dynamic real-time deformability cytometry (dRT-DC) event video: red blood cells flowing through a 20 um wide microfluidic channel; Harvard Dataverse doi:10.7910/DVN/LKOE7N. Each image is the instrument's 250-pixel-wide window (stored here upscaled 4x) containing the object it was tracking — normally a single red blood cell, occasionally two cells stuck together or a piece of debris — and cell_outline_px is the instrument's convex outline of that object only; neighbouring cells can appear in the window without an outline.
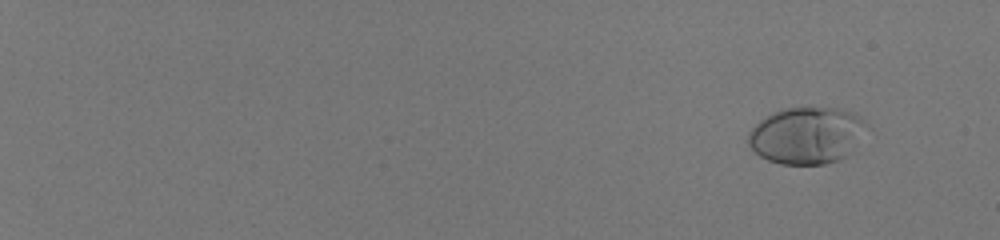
{"species": "human", "species_latin": "Homo sapiens", "temperature_condition": "room temperature", "stored_images_in_passage": 55, "camera_frame_rate_fps": 3000, "um_per_image_px": 0.085, "donor": {"sex": "male"}, "frame": {"image": 1, "passage_image": 2, "time_ms": 0.333, "image_size_px": [1000, 240], "cell_outline_px": [[872, 128], [840, 160], [824, 164], [780, 164], [768, 160], [760, 156], [748, 144], [748, 132], [760, 120], [772, 112], [784, 108], [840, 108], [852, 112], [860, 116]], "centroid_in_image_um": [68.61, 11.5], "position_along_channel_um": 16.4, "area_um2": 39.42}}
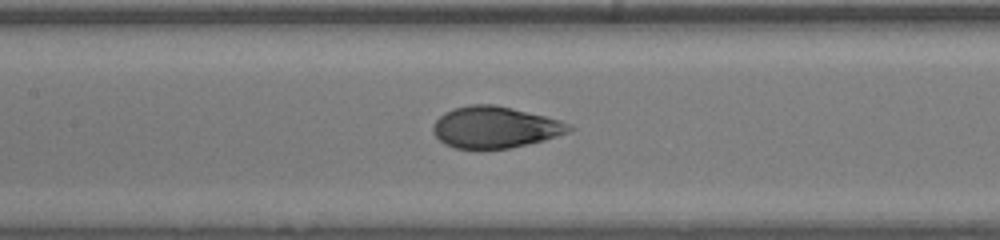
{"frame": {"image": 2, "passage_image": 31, "time_ms": 10.0, "image_size_px": [1000, 240], "cell_outline_px": [[576, 128], [568, 132], [544, 140], [508, 148], [484, 152], [456, 148], [444, 144], [436, 136], [432, 128], [432, 124], [444, 112], [452, 108], [468, 104], [496, 104], [560, 120], [572, 124]], "centroid_in_image_um": [42.05, 10.84], "position_along_channel_um": 165.4, "area_um2": 33.58}}
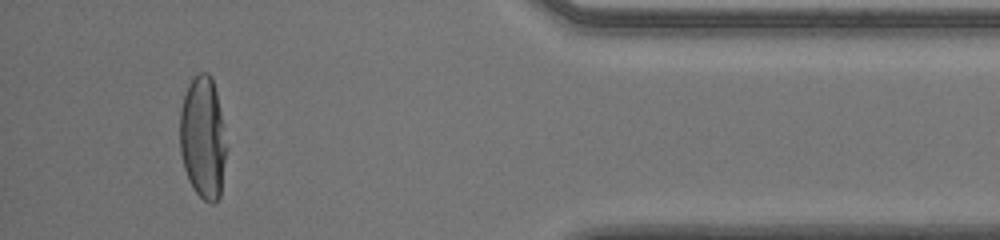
{"frame": {"image": 3, "passage_image": 52, "time_ms": 17.0, "image_size_px": [1000, 240], "cell_outline_px": [[224, 160], [220, 196], [212, 204], [204, 200], [192, 188], [188, 180], [184, 168], [180, 152], [180, 108], [188, 84], [200, 72], [208, 72], [212, 76], [216, 92], [220, 112], [224, 148]], "centroid_in_image_um": [17.2, 11.7], "position_along_channel_um": 418.0, "area_um2": 32.43}, "authors_computed_cell_mechanics": {"area_um2": 33.6396, "velocity_mm_per_s": 4.0244, "shape_relaxation_time_tau1_ms": 4.3659, "shape_relaxation_time_tau2_ms": null, "deformation_change_tau1": 0.2146, "deformation_change_tau2": null}}